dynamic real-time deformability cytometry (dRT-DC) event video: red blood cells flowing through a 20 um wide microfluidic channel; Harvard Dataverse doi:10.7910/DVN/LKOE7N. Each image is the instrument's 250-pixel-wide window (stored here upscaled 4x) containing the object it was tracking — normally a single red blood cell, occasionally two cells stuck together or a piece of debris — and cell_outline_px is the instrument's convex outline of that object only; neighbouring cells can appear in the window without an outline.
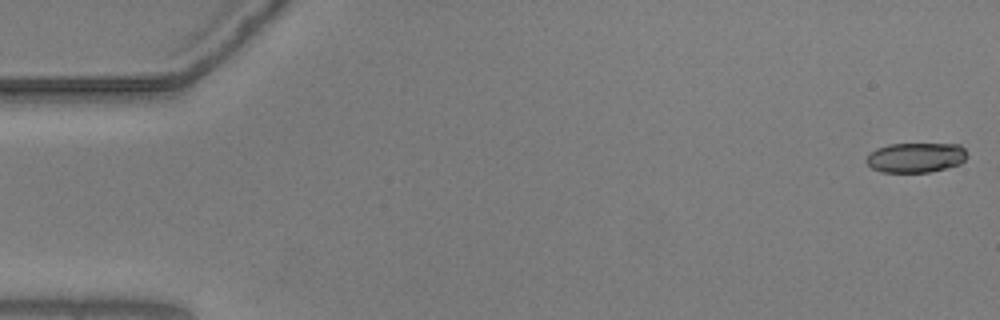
{"species": "common noctule bat (a hibernating species)", "species_latin": "Nyctalus noctula", "temperature_condition": "warm", "stored_images_in_passage": 57, "camera_frame_rate_fps": 3000, "um_per_image_px": 0.085, "animal": {"sex": "male", "body_mass_g": 20.5, "forearm_length_mm": 52.5}, "frame": {"image": 1, "passage_image": 1, "time_ms": 0.0, "image_size_px": [1000, 320], "cell_outline_px": [[968, 156], [960, 164], [928, 172], [880, 172], [872, 168], [864, 160], [876, 148], [888, 144], [960, 144], [964, 148]], "centroid_in_image_um": [77.84, 13.38], "position_along_channel_um": 7.2, "area_um2": 17.51}}
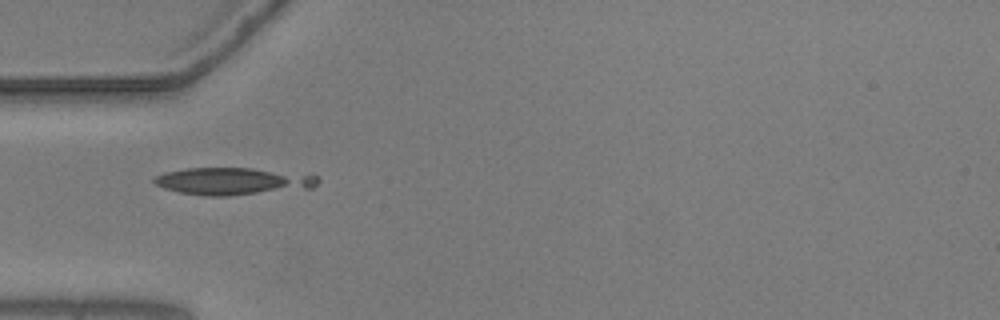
{"frame": {"image": 2, "passage_image": 18, "time_ms": 5.667, "image_size_px": [1000, 320], "cell_outline_px": [[320, 180], [312, 188], [228, 196], [204, 196], [180, 192], [164, 188], [156, 184], [152, 180], [156, 176], [164, 172], [188, 168], [252, 168], [316, 176]], "centroid_in_image_um": [19.75, 15.41], "position_along_channel_um": 65.2, "area_um2": 25.72}}
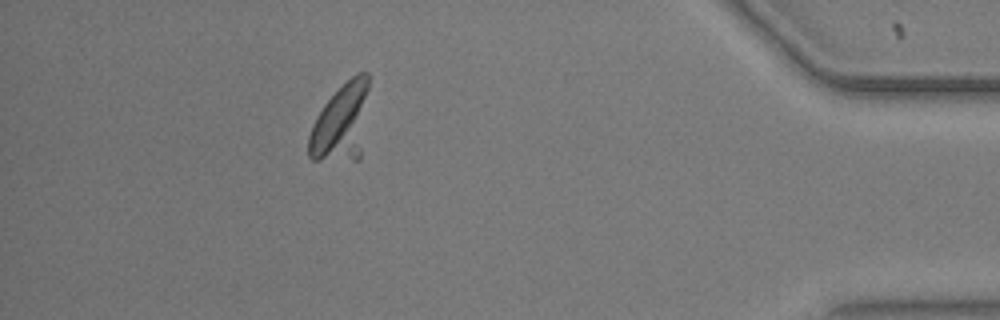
{"frame": {"image": 3, "passage_image": 51, "time_ms": 16.667, "image_size_px": [1000, 320], "cell_outline_px": [[368, 88], [360, 160], [312, 160], [308, 156], [308, 136], [312, 124], [316, 116], [324, 104], [356, 72], [368, 72]], "centroid_in_image_um": [28.97, 10.45], "position_along_channel_um": 406.2, "area_um2": 27.05}}